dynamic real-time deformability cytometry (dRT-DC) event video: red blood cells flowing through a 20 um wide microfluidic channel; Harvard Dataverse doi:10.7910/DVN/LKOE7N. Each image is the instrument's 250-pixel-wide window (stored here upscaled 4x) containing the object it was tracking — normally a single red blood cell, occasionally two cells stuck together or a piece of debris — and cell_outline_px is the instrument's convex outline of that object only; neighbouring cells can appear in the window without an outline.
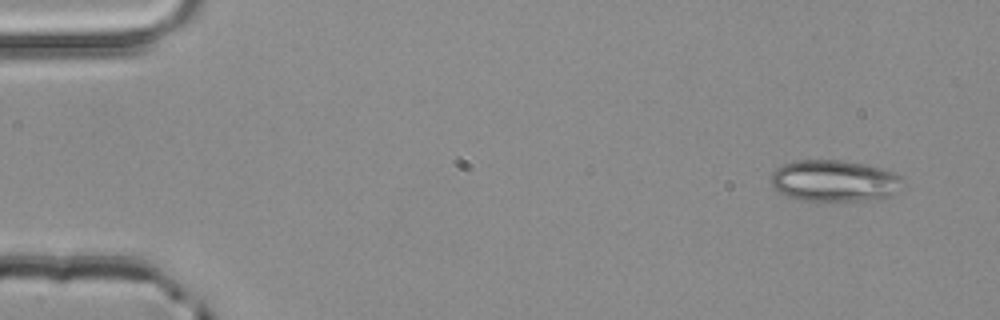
{"species": "common noctule bat (a hibernating species)", "species_latin": "Nyctalus noctula", "temperature_condition": "room temperature", "stored_images_in_passage": 3, "camera_frame_rate_fps": 3000, "um_per_image_px": 0.085, "animal": {"sex": "male", "body_mass_g": 20.4}, "frame": {"image": 1, "passage_image": 1, "time_ms": 0.0, "image_size_px": [1000, 320], "cell_outline_px": [[904, 180], [896, 192], [888, 196], [868, 200], [800, 200], [788, 196], [780, 192], [772, 184], [772, 172], [776, 168], [784, 164], [796, 160], [844, 160], [884, 168], [904, 176]], "centroid_in_image_um": [70.96, 15.35], "position_along_channel_um": 14.0, "area_um2": 31.79}}